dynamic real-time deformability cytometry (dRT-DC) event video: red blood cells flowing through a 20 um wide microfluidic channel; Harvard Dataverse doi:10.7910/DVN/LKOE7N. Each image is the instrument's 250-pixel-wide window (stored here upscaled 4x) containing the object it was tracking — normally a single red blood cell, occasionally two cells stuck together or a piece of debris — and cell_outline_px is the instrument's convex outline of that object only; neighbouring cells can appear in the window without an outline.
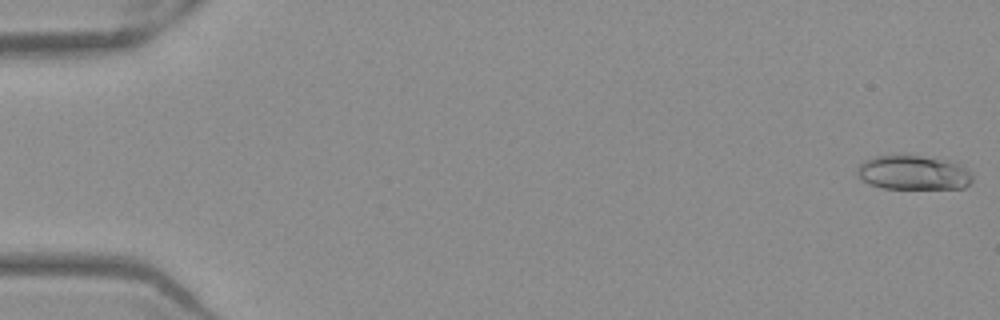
{"species": "Egyptian fruit bat (a non-hibernating species)", "species_latin": "Rousettus aegyptiacus", "temperature_condition": "warm", "stored_images_in_passage": 52, "camera_frame_rate_fps": 3000, "um_per_image_px": 0.085, "frame": {"image": 1, "passage_image": 1, "time_ms": 0.0, "image_size_px": [1000, 320], "cell_outline_px": [[972, 180], [964, 188], [884, 188], [860, 180], [856, 172], [856, 168], [864, 160], [876, 156], [896, 152], [948, 160], [964, 164], [972, 176]], "centroid_in_image_um": [77.61, 14.63], "position_along_channel_um": 7.4, "area_um2": 23.7}}
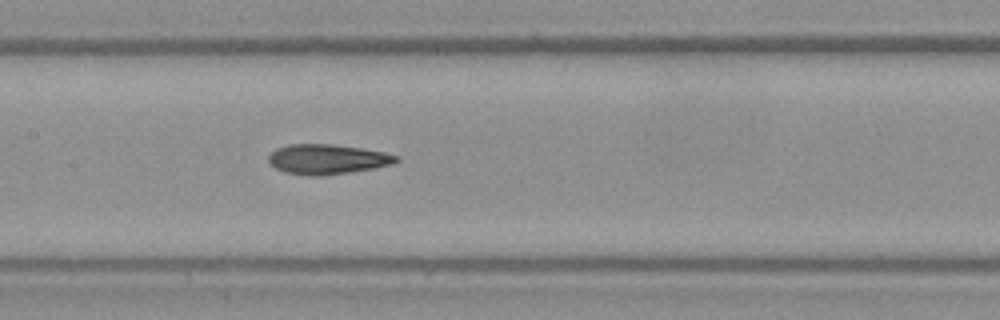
{"frame": {"image": 2, "passage_image": 26, "time_ms": 8.333, "image_size_px": [1000, 320], "cell_outline_px": [[400, 160], [392, 164], [372, 168], [348, 172], [320, 176], [312, 176], [284, 172], [276, 168], [268, 160], [268, 156], [276, 148], [288, 144], [332, 144], [360, 148], [384, 152], [400, 156]], "centroid_in_image_um": [27.82, 13.52], "position_along_channel_um": 179.6, "area_um2": 22.14}}
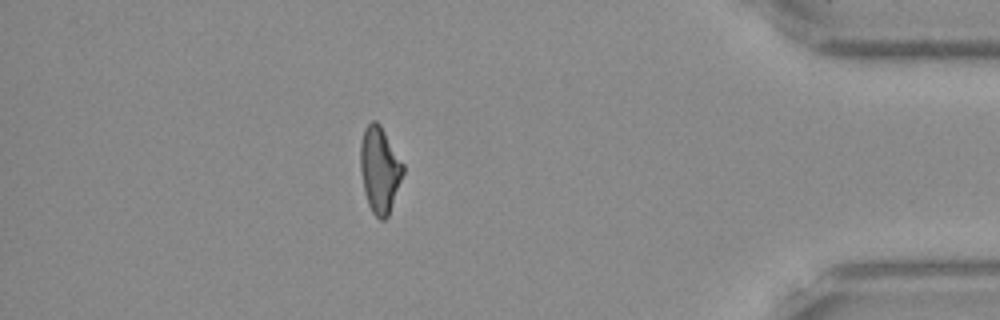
{"frame": {"image": 3, "passage_image": 46, "time_ms": 15.0, "image_size_px": [1000, 320], "cell_outline_px": [[404, 172], [388, 216], [384, 220], [380, 220], [372, 212], [368, 204], [364, 192], [360, 172], [360, 144], [364, 128], [372, 120], [376, 120], [380, 124], [404, 164]], "centroid_in_image_um": [32.26, 14.41], "position_along_channel_um": 402.9, "area_um2": 21.5}, "authors_computed_cell_mechanics": {"area_um2": 21.964, "velocity_mm_per_s": 3.9547, "shape_relaxation_time_tau1_ms": null, "shape_relaxation_time_tau2_ms": 4.2423, "deformation_change_tau1": null, "deformation_change_tau2": 0.1477}}